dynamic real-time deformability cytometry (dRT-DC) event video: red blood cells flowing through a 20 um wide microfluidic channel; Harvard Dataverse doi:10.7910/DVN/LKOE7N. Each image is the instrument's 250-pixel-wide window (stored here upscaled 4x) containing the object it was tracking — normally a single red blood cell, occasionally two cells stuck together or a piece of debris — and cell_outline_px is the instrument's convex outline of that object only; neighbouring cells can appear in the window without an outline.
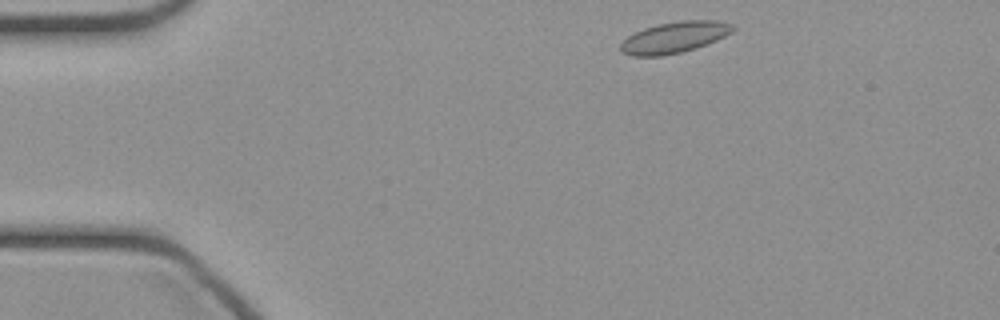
{"species": "common noctule bat (a hibernating species)", "species_latin": "Nyctalus noctula", "temperature_condition": "cold", "stored_images_in_passage": 41, "camera_frame_rate_fps": 3000, "um_per_image_px": 0.085, "animal": {"sex": "female", "body_mass_g": 21.9}, "frame": {"image": 1, "passage_image": 2, "time_ms": 0.333, "image_size_px": [1000, 320], "cell_outline_px": [[736, 28], [732, 32], [716, 40], [696, 48], [680, 52], [660, 56], [632, 56], [620, 52], [620, 44], [628, 36], [644, 28], [660, 24], [680, 20], [716, 20], [736, 24]], "centroid_in_image_um": [57.35, 3.17], "position_along_channel_um": 27.7, "area_um2": 20.4}}
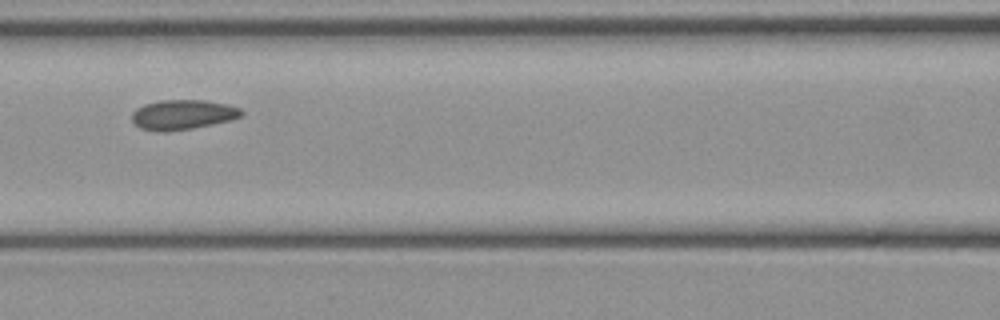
{"frame": {"image": 2, "passage_image": 15, "time_ms": 4.667, "image_size_px": [1000, 320], "cell_outline_px": [[244, 112], [240, 116], [228, 120], [212, 124], [192, 128], [164, 132], [160, 132], [140, 128], [132, 120], [132, 112], [136, 108], [144, 104], [160, 100], [204, 100], [228, 104], [240, 108]], "centroid_in_image_um": [15.5, 9.73], "position_along_channel_um": 151.1, "area_um2": 18.96}}
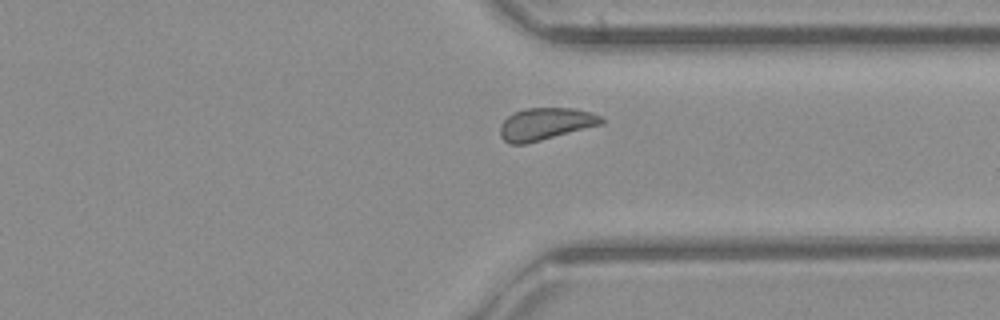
{"frame": {"image": 3, "passage_image": 30, "time_ms": 9.667, "image_size_px": [1000, 320], "cell_outline_px": [[604, 124], [524, 144], [508, 144], [500, 136], [500, 124], [512, 112], [524, 108], [576, 108], [604, 116]], "centroid_in_image_um": [46.38, 10.52], "position_along_channel_um": 365.0, "area_um2": 19.19}}